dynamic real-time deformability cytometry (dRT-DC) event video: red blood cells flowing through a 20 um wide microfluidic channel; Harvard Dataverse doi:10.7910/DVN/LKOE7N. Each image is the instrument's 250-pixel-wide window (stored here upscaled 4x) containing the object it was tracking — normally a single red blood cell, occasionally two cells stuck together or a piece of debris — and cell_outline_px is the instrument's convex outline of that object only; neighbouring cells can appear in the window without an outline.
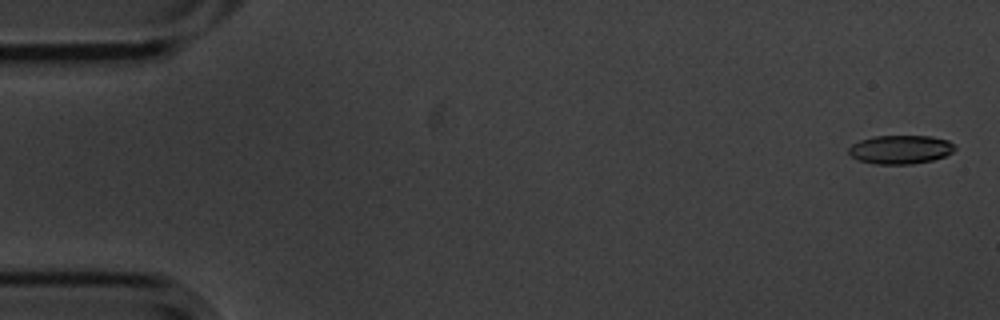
{"species": "common noctule bat (a hibernating species)", "species_latin": "Nyctalus noctula", "temperature_condition": "cold", "stored_images_in_passage": 2, "camera_frame_rate_fps": 3000, "um_per_image_px": 0.085, "animal": {"sex": "male", "body_mass_g": 20.1, "forearm_length_mm": 53.5}, "frame": {"image": 1, "passage_image": 1, "time_ms": 0.0, "image_size_px": [1000, 320], "cell_outline_px": [[956, 148], [952, 152], [944, 156], [932, 160], [912, 164], [876, 164], [860, 160], [852, 156], [848, 152], [848, 148], [852, 144], [860, 140], [872, 136], [932, 136], [948, 140]], "centroid_in_image_um": [76.53, 12.7], "position_along_channel_um": 8.5, "area_um2": 17.69}}